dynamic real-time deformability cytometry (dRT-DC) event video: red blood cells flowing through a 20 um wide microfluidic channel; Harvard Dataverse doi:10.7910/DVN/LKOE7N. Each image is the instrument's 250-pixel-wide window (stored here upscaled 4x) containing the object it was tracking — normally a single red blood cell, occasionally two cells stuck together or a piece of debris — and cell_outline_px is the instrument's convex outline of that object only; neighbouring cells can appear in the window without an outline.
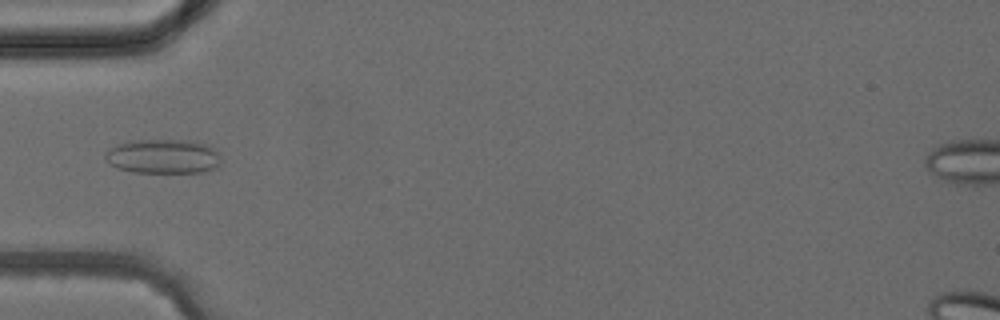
{"species": "common noctule bat (a hibernating species)", "species_latin": "Nyctalus noctula", "temperature_condition": "cold", "stored_images_in_passage": 3, "camera_frame_rate_fps": 3000, "um_per_image_px": 0.085, "animal": {"sex": "female", "body_mass_g": 24.6, "forearm_length_mm": 56.2}, "frame": {"image": 1, "passage_image": 3, "time_ms": 2.333, "image_size_px": [1000, 320], "cell_outline_px": [[220, 164], [216, 168], [204, 172], [132, 172], [116, 168], [104, 160], [104, 152], [116, 144], [128, 140], [192, 140], [208, 144], [220, 156]], "centroid_in_image_um": [13.83, 13.28], "position_along_channel_um": 71.2, "area_um2": 23.58}}